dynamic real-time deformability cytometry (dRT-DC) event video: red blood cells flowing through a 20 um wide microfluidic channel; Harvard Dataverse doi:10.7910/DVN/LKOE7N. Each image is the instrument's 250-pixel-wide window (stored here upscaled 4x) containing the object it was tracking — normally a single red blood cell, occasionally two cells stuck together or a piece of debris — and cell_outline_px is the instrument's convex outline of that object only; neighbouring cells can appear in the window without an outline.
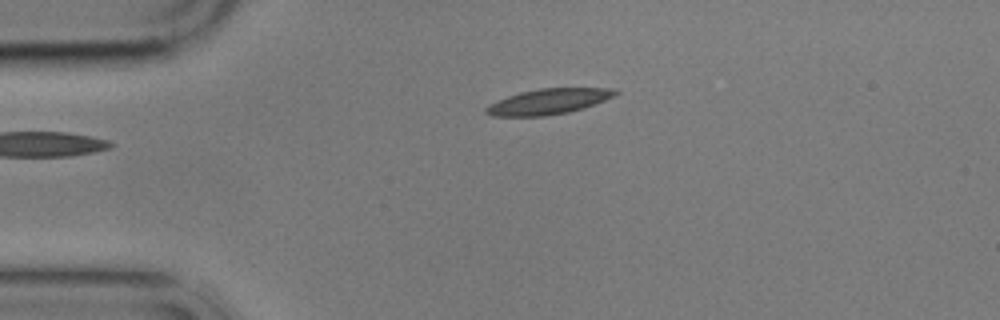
{"species": "common noctule bat (a hibernating species)", "species_latin": "Nyctalus noctula", "temperature_condition": "cold", "stored_images_in_passage": 2, "camera_frame_rate_fps": 3000, "um_per_image_px": 0.085, "animal": {"sex": "male", "body_mass_g": 17.9}, "frame": {"image": 1, "passage_image": 1, "time_ms": 0.0, "image_size_px": [1000, 320], "cell_outline_px": [[620, 92], [604, 100], [568, 112], [544, 116], [492, 116], [484, 112], [484, 108], [496, 100], [520, 92], [540, 88], [608, 88]], "centroid_in_image_um": [46.53, 8.63], "position_along_channel_um": 38.5, "area_um2": 18.9}}